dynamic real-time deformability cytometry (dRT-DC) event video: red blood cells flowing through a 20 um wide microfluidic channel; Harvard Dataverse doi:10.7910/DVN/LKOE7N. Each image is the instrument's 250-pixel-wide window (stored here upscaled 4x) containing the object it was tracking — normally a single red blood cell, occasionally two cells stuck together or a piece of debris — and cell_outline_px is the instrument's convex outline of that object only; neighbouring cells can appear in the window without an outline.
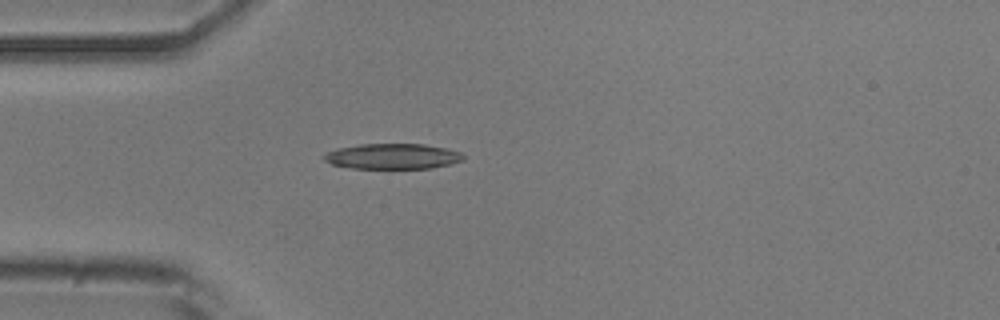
{"species": "common noctule bat (a hibernating species)", "species_latin": "Nyctalus noctula", "temperature_condition": "room temperature", "stored_images_in_passage": 1, "camera_frame_rate_fps": 3000, "um_per_image_px": 0.085, "animal": {"sex": "male", "body_mass_g": 20.5, "forearm_length_mm": 52.5}, "frame": {"image": 1, "passage_image": 1, "time_ms": 0.0, "image_size_px": [1000, 320], "cell_outline_px": [[464, 160], [452, 164], [432, 168], [352, 168], [332, 164], [324, 160], [320, 156], [324, 152], [336, 148], [360, 144], [424, 144], [444, 148], [460, 152], [464, 156]], "centroid_in_image_um": [33.33, 13.28], "position_along_channel_um": 51.7, "area_um2": 20.81}}